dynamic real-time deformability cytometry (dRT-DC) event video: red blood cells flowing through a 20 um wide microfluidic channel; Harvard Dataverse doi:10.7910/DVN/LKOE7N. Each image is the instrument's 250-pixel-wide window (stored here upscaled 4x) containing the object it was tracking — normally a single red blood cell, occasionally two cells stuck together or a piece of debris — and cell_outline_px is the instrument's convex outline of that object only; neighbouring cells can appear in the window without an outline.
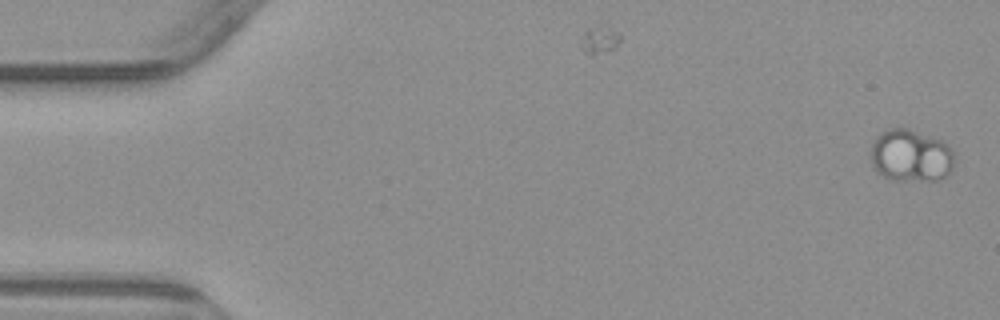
{"species": "common noctule bat (a hibernating species)", "species_latin": "Nyctalus noctula", "temperature_condition": "warm", "stored_images_in_passage": 5, "camera_frame_rate_fps": 3000, "um_per_image_px": 0.085, "animal": {"sex": "male", "body_mass_g": 23.1, "forearm_length_mm": 52.7}, "frame": {"image": 1, "passage_image": 1, "time_ms": 0.0, "image_size_px": [1000, 320], "cell_outline_px": [[952, 168], [944, 176], [936, 180], [888, 180], [876, 172], [872, 164], [872, 144], [876, 136], [892, 128], [908, 128], [940, 140], [948, 144], [952, 148]], "centroid_in_image_um": [77.39, 13.24], "position_along_channel_um": 7.6, "area_um2": 25.26}}
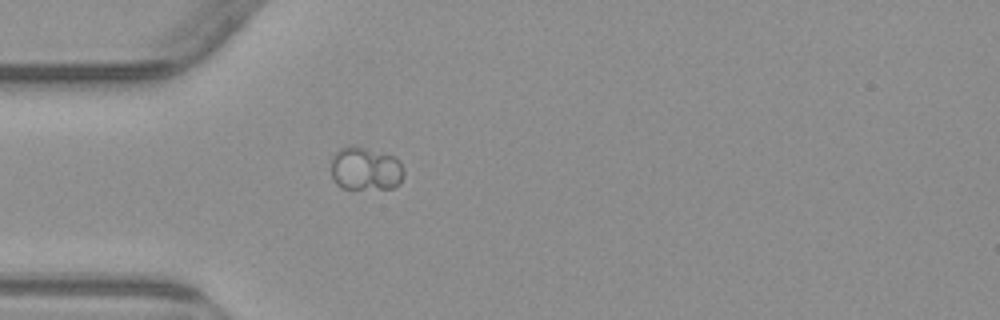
{"frame": {"image": 2, "passage_image": 5, "time_ms": 5.0, "image_size_px": [1000, 320], "cell_outline_px": [[404, 176], [400, 184], [392, 188], [344, 188], [336, 184], [332, 176], [332, 160], [336, 152], [340, 148], [348, 144], [356, 144], [392, 156], [400, 160], [404, 168]], "centroid_in_image_um": [31.09, 14.32], "position_along_channel_um": 53.9, "area_um2": 18.61}}